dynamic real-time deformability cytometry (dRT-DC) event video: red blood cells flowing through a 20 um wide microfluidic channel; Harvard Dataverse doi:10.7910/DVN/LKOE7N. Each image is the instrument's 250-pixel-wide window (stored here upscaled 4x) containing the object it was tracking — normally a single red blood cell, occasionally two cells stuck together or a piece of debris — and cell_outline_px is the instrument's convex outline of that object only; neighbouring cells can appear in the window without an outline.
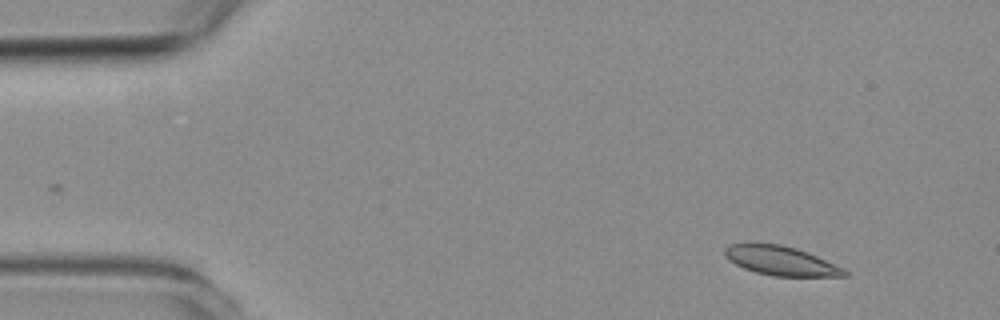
{"species": "common noctule bat (a hibernating species)", "species_latin": "Nyctalus noctula", "temperature_condition": "room temperature", "stored_images_in_passage": 4, "camera_frame_rate_fps": 3000, "um_per_image_px": 0.085, "animal": {"sex": "female", "body_mass_g": 19.3, "forearm_length_mm": 54.1}, "frame": {"image": 1, "passage_image": 1, "time_ms": 0.0, "image_size_px": [1000, 320], "cell_outline_px": [[848, 276], [772, 276], [756, 272], [744, 268], [728, 260], [724, 256], [724, 248], [728, 244], [780, 244], [796, 248], [808, 252], [844, 268], [848, 272]], "centroid_in_image_um": [66.38, 22.17], "position_along_channel_um": 18.6, "area_um2": 20.29}}